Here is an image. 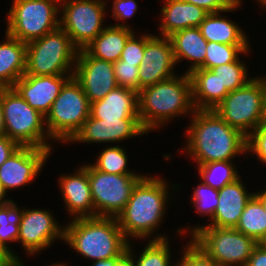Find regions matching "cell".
<instances>
[{
  "instance_id": "6da1fadb",
  "label": "cell",
  "mask_w": 266,
  "mask_h": 266,
  "mask_svg": "<svg viewBox=\"0 0 266 266\" xmlns=\"http://www.w3.org/2000/svg\"><path fill=\"white\" fill-rule=\"evenodd\" d=\"M187 130V148L198 165L215 161H230L247 152V136L229 126L214 110H195ZM196 113V114H195Z\"/></svg>"
},
{
  "instance_id": "7a4b0ae2",
  "label": "cell",
  "mask_w": 266,
  "mask_h": 266,
  "mask_svg": "<svg viewBox=\"0 0 266 266\" xmlns=\"http://www.w3.org/2000/svg\"><path fill=\"white\" fill-rule=\"evenodd\" d=\"M193 108V109H192ZM195 111L189 74L172 77L138 92V116L146 132L160 127L170 117ZM160 124V125H159Z\"/></svg>"
},
{
  "instance_id": "3957f363",
  "label": "cell",
  "mask_w": 266,
  "mask_h": 266,
  "mask_svg": "<svg viewBox=\"0 0 266 266\" xmlns=\"http://www.w3.org/2000/svg\"><path fill=\"white\" fill-rule=\"evenodd\" d=\"M64 230V241L90 259L120 257L129 245L115 217L74 218Z\"/></svg>"
},
{
  "instance_id": "277c9868",
  "label": "cell",
  "mask_w": 266,
  "mask_h": 266,
  "mask_svg": "<svg viewBox=\"0 0 266 266\" xmlns=\"http://www.w3.org/2000/svg\"><path fill=\"white\" fill-rule=\"evenodd\" d=\"M166 183L160 178L144 176L134 187L123 211L116 217L125 238H145L153 233L164 214Z\"/></svg>"
},
{
  "instance_id": "5b68a950",
  "label": "cell",
  "mask_w": 266,
  "mask_h": 266,
  "mask_svg": "<svg viewBox=\"0 0 266 266\" xmlns=\"http://www.w3.org/2000/svg\"><path fill=\"white\" fill-rule=\"evenodd\" d=\"M78 51L71 38L59 26L26 44L24 75H65L73 61L76 62Z\"/></svg>"
},
{
  "instance_id": "8992f818",
  "label": "cell",
  "mask_w": 266,
  "mask_h": 266,
  "mask_svg": "<svg viewBox=\"0 0 266 266\" xmlns=\"http://www.w3.org/2000/svg\"><path fill=\"white\" fill-rule=\"evenodd\" d=\"M6 136L19 146L51 149L45 142V116L32 108L13 88H0Z\"/></svg>"
},
{
  "instance_id": "52a82bcc",
  "label": "cell",
  "mask_w": 266,
  "mask_h": 266,
  "mask_svg": "<svg viewBox=\"0 0 266 266\" xmlns=\"http://www.w3.org/2000/svg\"><path fill=\"white\" fill-rule=\"evenodd\" d=\"M89 116L90 102L81 85L71 77L45 117V134L55 140L70 141Z\"/></svg>"
},
{
  "instance_id": "ba28073f",
  "label": "cell",
  "mask_w": 266,
  "mask_h": 266,
  "mask_svg": "<svg viewBox=\"0 0 266 266\" xmlns=\"http://www.w3.org/2000/svg\"><path fill=\"white\" fill-rule=\"evenodd\" d=\"M193 242L219 266H246L258 243L235 228L201 226L193 228Z\"/></svg>"
},
{
  "instance_id": "9c48e42d",
  "label": "cell",
  "mask_w": 266,
  "mask_h": 266,
  "mask_svg": "<svg viewBox=\"0 0 266 266\" xmlns=\"http://www.w3.org/2000/svg\"><path fill=\"white\" fill-rule=\"evenodd\" d=\"M57 0H14L6 34L23 43L43 37L58 28ZM56 4V5H55Z\"/></svg>"
},
{
  "instance_id": "30bf717a",
  "label": "cell",
  "mask_w": 266,
  "mask_h": 266,
  "mask_svg": "<svg viewBox=\"0 0 266 266\" xmlns=\"http://www.w3.org/2000/svg\"><path fill=\"white\" fill-rule=\"evenodd\" d=\"M87 173L96 217L116 218L125 208L136 184L144 177L138 174H109L93 165H87Z\"/></svg>"
},
{
  "instance_id": "8fae6325",
  "label": "cell",
  "mask_w": 266,
  "mask_h": 266,
  "mask_svg": "<svg viewBox=\"0 0 266 266\" xmlns=\"http://www.w3.org/2000/svg\"><path fill=\"white\" fill-rule=\"evenodd\" d=\"M263 98L264 82L253 78L245 86L229 92L214 111L248 137L250 128L255 130L260 126Z\"/></svg>"
},
{
  "instance_id": "7c38bea8",
  "label": "cell",
  "mask_w": 266,
  "mask_h": 266,
  "mask_svg": "<svg viewBox=\"0 0 266 266\" xmlns=\"http://www.w3.org/2000/svg\"><path fill=\"white\" fill-rule=\"evenodd\" d=\"M105 4L100 0L63 3L64 13L59 25L79 50L84 49L105 29L101 28Z\"/></svg>"
},
{
  "instance_id": "4fadbf2b",
  "label": "cell",
  "mask_w": 266,
  "mask_h": 266,
  "mask_svg": "<svg viewBox=\"0 0 266 266\" xmlns=\"http://www.w3.org/2000/svg\"><path fill=\"white\" fill-rule=\"evenodd\" d=\"M74 79L81 85L90 104L102 100L118 85L111 62L92 57L85 49L78 51Z\"/></svg>"
},
{
  "instance_id": "5bb4252c",
  "label": "cell",
  "mask_w": 266,
  "mask_h": 266,
  "mask_svg": "<svg viewBox=\"0 0 266 266\" xmlns=\"http://www.w3.org/2000/svg\"><path fill=\"white\" fill-rule=\"evenodd\" d=\"M175 63L169 37L146 35L143 59L138 66L140 90L176 76L171 70Z\"/></svg>"
},
{
  "instance_id": "9a60e30c",
  "label": "cell",
  "mask_w": 266,
  "mask_h": 266,
  "mask_svg": "<svg viewBox=\"0 0 266 266\" xmlns=\"http://www.w3.org/2000/svg\"><path fill=\"white\" fill-rule=\"evenodd\" d=\"M51 149L20 146L0 166V184L4 191L30 183L44 165Z\"/></svg>"
},
{
  "instance_id": "2e32d148",
  "label": "cell",
  "mask_w": 266,
  "mask_h": 266,
  "mask_svg": "<svg viewBox=\"0 0 266 266\" xmlns=\"http://www.w3.org/2000/svg\"><path fill=\"white\" fill-rule=\"evenodd\" d=\"M50 212L33 209L23 210L19 224L18 240L28 254H34L49 246L55 238L64 240V227L61 230Z\"/></svg>"
},
{
  "instance_id": "e0dca14e",
  "label": "cell",
  "mask_w": 266,
  "mask_h": 266,
  "mask_svg": "<svg viewBox=\"0 0 266 266\" xmlns=\"http://www.w3.org/2000/svg\"><path fill=\"white\" fill-rule=\"evenodd\" d=\"M73 73L74 71H71L66 79L64 75H23L13 88L32 108L46 117L61 88L73 77Z\"/></svg>"
},
{
  "instance_id": "ac0fdd59",
  "label": "cell",
  "mask_w": 266,
  "mask_h": 266,
  "mask_svg": "<svg viewBox=\"0 0 266 266\" xmlns=\"http://www.w3.org/2000/svg\"><path fill=\"white\" fill-rule=\"evenodd\" d=\"M144 133L139 119L101 120L89 116L70 141L116 142Z\"/></svg>"
},
{
  "instance_id": "d6986e66",
  "label": "cell",
  "mask_w": 266,
  "mask_h": 266,
  "mask_svg": "<svg viewBox=\"0 0 266 266\" xmlns=\"http://www.w3.org/2000/svg\"><path fill=\"white\" fill-rule=\"evenodd\" d=\"M90 116L101 120L139 119L138 93L117 86L102 100L90 104Z\"/></svg>"
},
{
  "instance_id": "ffe728a7",
  "label": "cell",
  "mask_w": 266,
  "mask_h": 266,
  "mask_svg": "<svg viewBox=\"0 0 266 266\" xmlns=\"http://www.w3.org/2000/svg\"><path fill=\"white\" fill-rule=\"evenodd\" d=\"M218 206L208 226L235 228L253 194H247L240 178L218 189Z\"/></svg>"
},
{
  "instance_id": "44dd1931",
  "label": "cell",
  "mask_w": 266,
  "mask_h": 266,
  "mask_svg": "<svg viewBox=\"0 0 266 266\" xmlns=\"http://www.w3.org/2000/svg\"><path fill=\"white\" fill-rule=\"evenodd\" d=\"M60 178L59 184L61 185L62 195L70 214H75L77 216L75 218L96 217L88 181L87 166H82L76 175L62 176Z\"/></svg>"
},
{
  "instance_id": "7402d4cb",
  "label": "cell",
  "mask_w": 266,
  "mask_h": 266,
  "mask_svg": "<svg viewBox=\"0 0 266 266\" xmlns=\"http://www.w3.org/2000/svg\"><path fill=\"white\" fill-rule=\"evenodd\" d=\"M162 8L161 35L169 37L176 31L199 27L208 12L184 0H166Z\"/></svg>"
},
{
  "instance_id": "603a6c76",
  "label": "cell",
  "mask_w": 266,
  "mask_h": 266,
  "mask_svg": "<svg viewBox=\"0 0 266 266\" xmlns=\"http://www.w3.org/2000/svg\"><path fill=\"white\" fill-rule=\"evenodd\" d=\"M189 76L196 110H214L229 93L228 90H221L218 76L210 69L198 68L190 72Z\"/></svg>"
},
{
  "instance_id": "cb8c5ba5",
  "label": "cell",
  "mask_w": 266,
  "mask_h": 266,
  "mask_svg": "<svg viewBox=\"0 0 266 266\" xmlns=\"http://www.w3.org/2000/svg\"><path fill=\"white\" fill-rule=\"evenodd\" d=\"M176 63L182 58L192 60L187 74L204 64L207 40L202 36L199 27H190L174 32L169 36Z\"/></svg>"
},
{
  "instance_id": "d4e9b609",
  "label": "cell",
  "mask_w": 266,
  "mask_h": 266,
  "mask_svg": "<svg viewBox=\"0 0 266 266\" xmlns=\"http://www.w3.org/2000/svg\"><path fill=\"white\" fill-rule=\"evenodd\" d=\"M132 34L128 26H109L84 49L94 58L115 63L120 59L122 50Z\"/></svg>"
},
{
  "instance_id": "484cf974",
  "label": "cell",
  "mask_w": 266,
  "mask_h": 266,
  "mask_svg": "<svg viewBox=\"0 0 266 266\" xmlns=\"http://www.w3.org/2000/svg\"><path fill=\"white\" fill-rule=\"evenodd\" d=\"M6 37L0 44V88L13 87L26 70V43L8 34Z\"/></svg>"
},
{
  "instance_id": "4316f807",
  "label": "cell",
  "mask_w": 266,
  "mask_h": 266,
  "mask_svg": "<svg viewBox=\"0 0 266 266\" xmlns=\"http://www.w3.org/2000/svg\"><path fill=\"white\" fill-rule=\"evenodd\" d=\"M219 13H208L200 23L199 29L207 42L248 45V40L241 29L231 21L221 18Z\"/></svg>"
},
{
  "instance_id": "83f0119b",
  "label": "cell",
  "mask_w": 266,
  "mask_h": 266,
  "mask_svg": "<svg viewBox=\"0 0 266 266\" xmlns=\"http://www.w3.org/2000/svg\"><path fill=\"white\" fill-rule=\"evenodd\" d=\"M235 229L251 237L258 244L266 235V212L254 195L244 208Z\"/></svg>"
},
{
  "instance_id": "f1b7e54d",
  "label": "cell",
  "mask_w": 266,
  "mask_h": 266,
  "mask_svg": "<svg viewBox=\"0 0 266 266\" xmlns=\"http://www.w3.org/2000/svg\"><path fill=\"white\" fill-rule=\"evenodd\" d=\"M199 173L204 180L203 183L215 189H221L239 179L231 161H215L199 165Z\"/></svg>"
},
{
  "instance_id": "f546056e",
  "label": "cell",
  "mask_w": 266,
  "mask_h": 266,
  "mask_svg": "<svg viewBox=\"0 0 266 266\" xmlns=\"http://www.w3.org/2000/svg\"><path fill=\"white\" fill-rule=\"evenodd\" d=\"M249 45H229L216 42H208L206 56L202 69H212L216 66L234 62L238 53L248 52Z\"/></svg>"
},
{
  "instance_id": "4dcf8cb0",
  "label": "cell",
  "mask_w": 266,
  "mask_h": 266,
  "mask_svg": "<svg viewBox=\"0 0 266 266\" xmlns=\"http://www.w3.org/2000/svg\"><path fill=\"white\" fill-rule=\"evenodd\" d=\"M221 82V90H228L229 92L245 86L250 80L247 79L246 67L238 58L231 63L216 66L210 69Z\"/></svg>"
},
{
  "instance_id": "1f68e13d",
  "label": "cell",
  "mask_w": 266,
  "mask_h": 266,
  "mask_svg": "<svg viewBox=\"0 0 266 266\" xmlns=\"http://www.w3.org/2000/svg\"><path fill=\"white\" fill-rule=\"evenodd\" d=\"M23 210L18 211L17 205L11 200L8 204L0 206V244L9 249L6 241H18L19 224Z\"/></svg>"
},
{
  "instance_id": "d6a6232c",
  "label": "cell",
  "mask_w": 266,
  "mask_h": 266,
  "mask_svg": "<svg viewBox=\"0 0 266 266\" xmlns=\"http://www.w3.org/2000/svg\"><path fill=\"white\" fill-rule=\"evenodd\" d=\"M158 237V238H157ZM146 246L134 266H170V250L167 238L157 236Z\"/></svg>"
},
{
  "instance_id": "836d02e7",
  "label": "cell",
  "mask_w": 266,
  "mask_h": 266,
  "mask_svg": "<svg viewBox=\"0 0 266 266\" xmlns=\"http://www.w3.org/2000/svg\"><path fill=\"white\" fill-rule=\"evenodd\" d=\"M127 156L121 147L114 146L105 149L93 166L102 172L109 174H135L126 169Z\"/></svg>"
},
{
  "instance_id": "e575fe53",
  "label": "cell",
  "mask_w": 266,
  "mask_h": 266,
  "mask_svg": "<svg viewBox=\"0 0 266 266\" xmlns=\"http://www.w3.org/2000/svg\"><path fill=\"white\" fill-rule=\"evenodd\" d=\"M218 196V189L212 188L202 182L194 190V195L192 196L191 201H193L198 213L202 215L209 214L212 219L218 206Z\"/></svg>"
},
{
  "instance_id": "d590c367",
  "label": "cell",
  "mask_w": 266,
  "mask_h": 266,
  "mask_svg": "<svg viewBox=\"0 0 266 266\" xmlns=\"http://www.w3.org/2000/svg\"><path fill=\"white\" fill-rule=\"evenodd\" d=\"M113 65L117 85L134 90L138 93L140 91V83L137 64L126 63V61H121L119 59L113 63Z\"/></svg>"
},
{
  "instance_id": "8d00e7d4",
  "label": "cell",
  "mask_w": 266,
  "mask_h": 266,
  "mask_svg": "<svg viewBox=\"0 0 266 266\" xmlns=\"http://www.w3.org/2000/svg\"><path fill=\"white\" fill-rule=\"evenodd\" d=\"M146 44V35H143L139 40L132 34L123 50L120 57L121 61H126V63L137 64L139 66L143 59L144 49Z\"/></svg>"
},
{
  "instance_id": "74e56055",
  "label": "cell",
  "mask_w": 266,
  "mask_h": 266,
  "mask_svg": "<svg viewBox=\"0 0 266 266\" xmlns=\"http://www.w3.org/2000/svg\"><path fill=\"white\" fill-rule=\"evenodd\" d=\"M177 266H219L217 262L208 256L193 241L185 249L182 262Z\"/></svg>"
},
{
  "instance_id": "f35d334b",
  "label": "cell",
  "mask_w": 266,
  "mask_h": 266,
  "mask_svg": "<svg viewBox=\"0 0 266 266\" xmlns=\"http://www.w3.org/2000/svg\"><path fill=\"white\" fill-rule=\"evenodd\" d=\"M247 151L257 154L260 161L266 163V128L259 126L247 137Z\"/></svg>"
},
{
  "instance_id": "ab89813d",
  "label": "cell",
  "mask_w": 266,
  "mask_h": 266,
  "mask_svg": "<svg viewBox=\"0 0 266 266\" xmlns=\"http://www.w3.org/2000/svg\"><path fill=\"white\" fill-rule=\"evenodd\" d=\"M187 3L194 4L203 8L208 13L232 11L239 6L240 0H184Z\"/></svg>"
},
{
  "instance_id": "60d3db41",
  "label": "cell",
  "mask_w": 266,
  "mask_h": 266,
  "mask_svg": "<svg viewBox=\"0 0 266 266\" xmlns=\"http://www.w3.org/2000/svg\"><path fill=\"white\" fill-rule=\"evenodd\" d=\"M136 10L137 4L135 0H114L113 17L116 20L132 17Z\"/></svg>"
},
{
  "instance_id": "b9f144b4",
  "label": "cell",
  "mask_w": 266,
  "mask_h": 266,
  "mask_svg": "<svg viewBox=\"0 0 266 266\" xmlns=\"http://www.w3.org/2000/svg\"><path fill=\"white\" fill-rule=\"evenodd\" d=\"M20 146L7 136L0 137V166L15 152Z\"/></svg>"
},
{
  "instance_id": "7bdbcfd3",
  "label": "cell",
  "mask_w": 266,
  "mask_h": 266,
  "mask_svg": "<svg viewBox=\"0 0 266 266\" xmlns=\"http://www.w3.org/2000/svg\"><path fill=\"white\" fill-rule=\"evenodd\" d=\"M246 266H266V248L258 244L249 257Z\"/></svg>"
},
{
  "instance_id": "ee69618b",
  "label": "cell",
  "mask_w": 266,
  "mask_h": 266,
  "mask_svg": "<svg viewBox=\"0 0 266 266\" xmlns=\"http://www.w3.org/2000/svg\"><path fill=\"white\" fill-rule=\"evenodd\" d=\"M0 266H23L13 251H0Z\"/></svg>"
},
{
  "instance_id": "f6af8a7d",
  "label": "cell",
  "mask_w": 266,
  "mask_h": 266,
  "mask_svg": "<svg viewBox=\"0 0 266 266\" xmlns=\"http://www.w3.org/2000/svg\"><path fill=\"white\" fill-rule=\"evenodd\" d=\"M130 244L128 245L127 251H125L115 262L112 266H134L133 262L134 259L132 257Z\"/></svg>"
},
{
  "instance_id": "bcb514c9",
  "label": "cell",
  "mask_w": 266,
  "mask_h": 266,
  "mask_svg": "<svg viewBox=\"0 0 266 266\" xmlns=\"http://www.w3.org/2000/svg\"><path fill=\"white\" fill-rule=\"evenodd\" d=\"M260 126L266 128V84H264V98H263Z\"/></svg>"
},
{
  "instance_id": "7dc6e473",
  "label": "cell",
  "mask_w": 266,
  "mask_h": 266,
  "mask_svg": "<svg viewBox=\"0 0 266 266\" xmlns=\"http://www.w3.org/2000/svg\"><path fill=\"white\" fill-rule=\"evenodd\" d=\"M118 258L119 257H113L110 259L95 260L93 266H112Z\"/></svg>"
},
{
  "instance_id": "c3c4849f",
  "label": "cell",
  "mask_w": 266,
  "mask_h": 266,
  "mask_svg": "<svg viewBox=\"0 0 266 266\" xmlns=\"http://www.w3.org/2000/svg\"><path fill=\"white\" fill-rule=\"evenodd\" d=\"M1 136H6V128H5L3 110H2L1 102H0V137Z\"/></svg>"
},
{
  "instance_id": "681fc988",
  "label": "cell",
  "mask_w": 266,
  "mask_h": 266,
  "mask_svg": "<svg viewBox=\"0 0 266 266\" xmlns=\"http://www.w3.org/2000/svg\"><path fill=\"white\" fill-rule=\"evenodd\" d=\"M254 196L260 201L262 207L264 208L266 212V191L261 193H255Z\"/></svg>"
},
{
  "instance_id": "f907efd6",
  "label": "cell",
  "mask_w": 266,
  "mask_h": 266,
  "mask_svg": "<svg viewBox=\"0 0 266 266\" xmlns=\"http://www.w3.org/2000/svg\"><path fill=\"white\" fill-rule=\"evenodd\" d=\"M5 191L2 187V185L0 184V206H3V205H6L8 204L11 200H3L2 198H4V195H5ZM3 200V201H2Z\"/></svg>"
},
{
  "instance_id": "816d5d0a",
  "label": "cell",
  "mask_w": 266,
  "mask_h": 266,
  "mask_svg": "<svg viewBox=\"0 0 266 266\" xmlns=\"http://www.w3.org/2000/svg\"><path fill=\"white\" fill-rule=\"evenodd\" d=\"M262 247L266 248V235L263 237V239L259 243Z\"/></svg>"
},
{
  "instance_id": "f5cc1de1",
  "label": "cell",
  "mask_w": 266,
  "mask_h": 266,
  "mask_svg": "<svg viewBox=\"0 0 266 266\" xmlns=\"http://www.w3.org/2000/svg\"><path fill=\"white\" fill-rule=\"evenodd\" d=\"M61 1H63V3H65V1H67V0H61ZM73 1H94V0H70L69 2H73Z\"/></svg>"
},
{
  "instance_id": "db71d44e",
  "label": "cell",
  "mask_w": 266,
  "mask_h": 266,
  "mask_svg": "<svg viewBox=\"0 0 266 266\" xmlns=\"http://www.w3.org/2000/svg\"><path fill=\"white\" fill-rule=\"evenodd\" d=\"M0 251H11V250L3 248L2 245L0 244Z\"/></svg>"
},
{
  "instance_id": "11a10c76",
  "label": "cell",
  "mask_w": 266,
  "mask_h": 266,
  "mask_svg": "<svg viewBox=\"0 0 266 266\" xmlns=\"http://www.w3.org/2000/svg\"><path fill=\"white\" fill-rule=\"evenodd\" d=\"M258 1H260L263 5L266 6V0H258Z\"/></svg>"
},
{
  "instance_id": "9f6ffc18",
  "label": "cell",
  "mask_w": 266,
  "mask_h": 266,
  "mask_svg": "<svg viewBox=\"0 0 266 266\" xmlns=\"http://www.w3.org/2000/svg\"><path fill=\"white\" fill-rule=\"evenodd\" d=\"M52 266H65V265H60V264H54V265H52Z\"/></svg>"
}]
</instances>
